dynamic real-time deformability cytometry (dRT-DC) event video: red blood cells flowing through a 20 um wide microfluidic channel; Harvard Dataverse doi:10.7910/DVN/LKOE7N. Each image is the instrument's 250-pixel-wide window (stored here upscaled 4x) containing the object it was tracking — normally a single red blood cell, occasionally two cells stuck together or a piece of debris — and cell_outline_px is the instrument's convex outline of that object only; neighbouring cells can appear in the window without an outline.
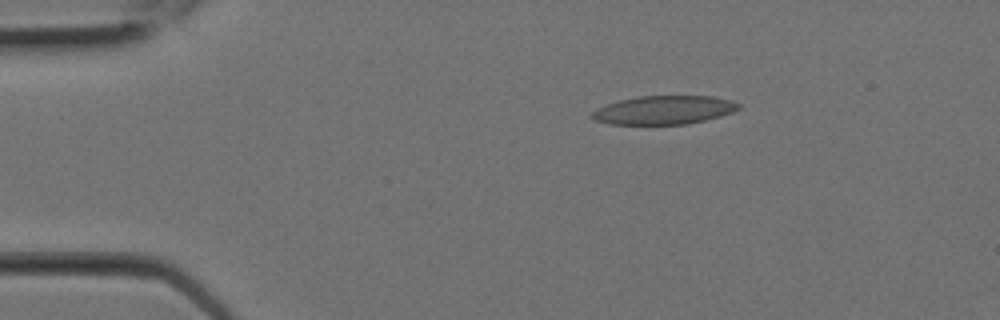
{"species": "Egyptian fruit bat (a non-hibernating species)", "species_latin": "Rousettus aegyptiacus", "temperature_condition": "room temperature", "stored_images_in_passage": 1, "camera_frame_rate_fps": 3000, "um_per_image_px": 0.085, "animal": {"sex": "female"}, "frame": {"image": 1, "passage_image": 1, "time_ms": 0.0, "image_size_px": [1000, 320], "cell_outline_px": [[740, 108], [732, 112], [720, 116], [688, 124], [608, 124], [596, 120], [588, 116], [596, 108], [620, 100], [636, 96], [712, 96], [732, 100], [740, 104]], "centroid_in_image_um": [56.42, 9.35], "position_along_channel_um": 28.6, "area_um2": 24.45}}